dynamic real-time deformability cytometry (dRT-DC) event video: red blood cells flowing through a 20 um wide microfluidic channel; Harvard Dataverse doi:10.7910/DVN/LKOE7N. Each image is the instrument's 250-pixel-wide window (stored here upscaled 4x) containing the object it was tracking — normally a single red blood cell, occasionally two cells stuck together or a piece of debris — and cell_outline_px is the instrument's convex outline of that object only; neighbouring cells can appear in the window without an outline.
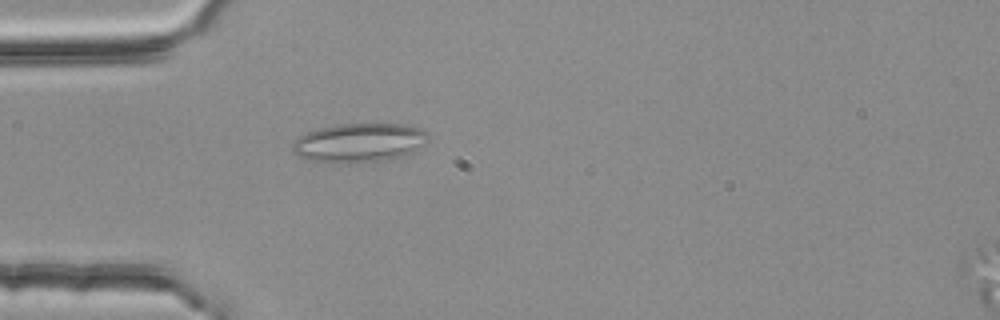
{"species": "common noctule bat (a hibernating species)", "species_latin": "Nyctalus noctula", "temperature_condition": "room temperature", "stored_images_in_passage": 2, "camera_frame_rate_fps": 3000, "um_per_image_px": 0.085, "animal": {"sex": "female", "body_mass_g": 25.1}, "frame": {"image": 1, "passage_image": 1, "time_ms": 0.0, "image_size_px": [1000, 320], "cell_outline_px": [[428, 140], [424, 144], [412, 152], [400, 156], [384, 160], [356, 164], [348, 164], [316, 160], [300, 156], [292, 148], [292, 144], [300, 136], [308, 132], [320, 128], [336, 124], [404, 124], [420, 128], [428, 132]], "centroid_in_image_um": [30.58, 12.13], "position_along_channel_um": 54.4, "area_um2": 30.63}}